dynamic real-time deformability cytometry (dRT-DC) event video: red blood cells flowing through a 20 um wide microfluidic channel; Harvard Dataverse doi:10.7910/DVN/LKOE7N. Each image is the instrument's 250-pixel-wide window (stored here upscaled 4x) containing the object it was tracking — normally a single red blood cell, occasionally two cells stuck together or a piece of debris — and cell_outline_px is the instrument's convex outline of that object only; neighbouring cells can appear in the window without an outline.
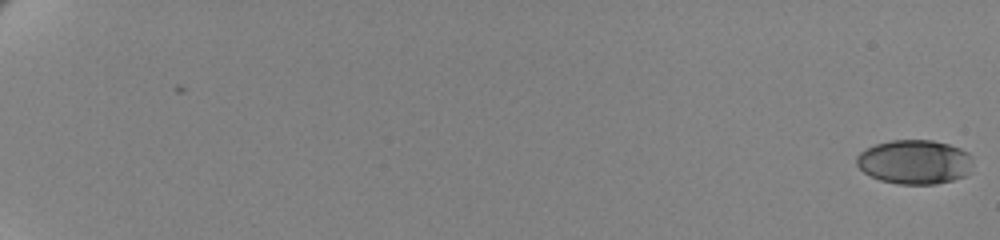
{"species": "human", "species_latin": "Homo sapiens", "temperature_condition": "cold", "stored_images_in_passage": 63, "camera_frame_rate_fps": 3000, "um_per_image_px": 0.085, "donor": {"sex": "female"}, "frame": {"image": 1, "passage_image": 1, "time_ms": 0.0, "image_size_px": [1000, 240], "cell_outline_px": [[972, 164], [968, 172], [964, 176], [952, 180], [936, 184], [896, 184], [880, 180], [864, 172], [856, 164], [856, 156], [860, 152], [876, 144], [892, 140], [932, 140], [948, 144], [960, 148], [968, 152], [972, 156]], "centroid_in_image_um": [77.75, 13.76], "position_along_channel_um": 7.3, "area_um2": 30.0}}
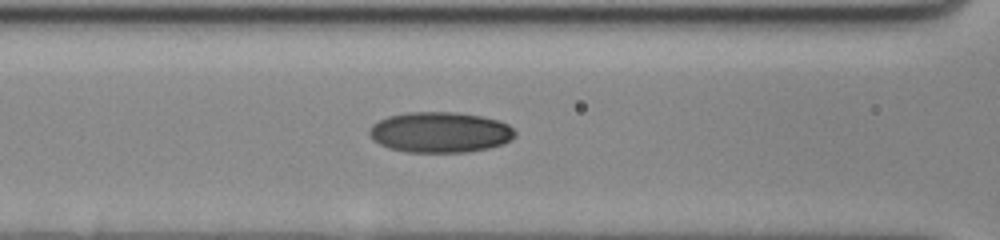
{"frame": {"image": 2, "passage_image": 32, "time_ms": 10.333, "image_size_px": [1000, 240], "cell_outline_px": [[516, 136], [504, 144], [488, 148], [468, 152], [404, 152], [388, 148], [372, 140], [368, 132], [372, 124], [388, 116], [408, 112], [456, 112], [480, 116], [496, 120], [508, 124], [516, 132]], "centroid_in_image_um": [37.39, 11.25], "position_along_channel_um": 129.2, "area_um2": 34.62}}
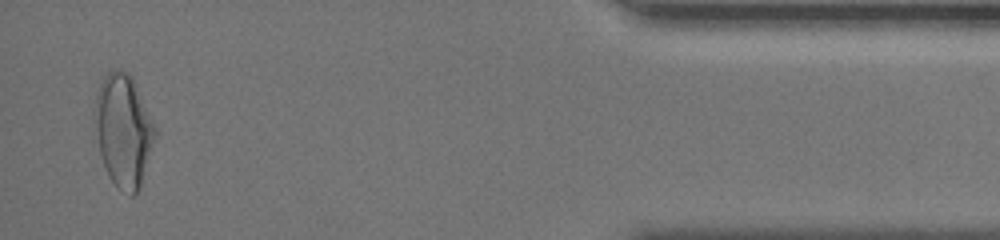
{"frame": {"image": 3, "passage_image": 62, "time_ms": 20.333, "image_size_px": [1000, 240], "cell_outline_px": [[156, 132], [140, 188], [132, 196], [120, 188], [108, 176], [104, 168], [100, 152], [92, 116], [96, 92], [104, 76], [112, 68], [116, 68], [128, 72], [132, 76], [156, 128]], "centroid_in_image_um": [10.45, 11.03], "position_along_channel_um": 424.7, "area_um2": 39.48}, "authors_computed_cell_mechanics": {"area_um2": 32.5992, "velocity_mm_per_s": 3.4646, "shape_relaxation_time_tau1_ms": 7.387, "shape_relaxation_time_tau2_ms": 1.8158, "deformation_change_tau1": 0.1746, "deformation_change_tau2": 0.0582}}